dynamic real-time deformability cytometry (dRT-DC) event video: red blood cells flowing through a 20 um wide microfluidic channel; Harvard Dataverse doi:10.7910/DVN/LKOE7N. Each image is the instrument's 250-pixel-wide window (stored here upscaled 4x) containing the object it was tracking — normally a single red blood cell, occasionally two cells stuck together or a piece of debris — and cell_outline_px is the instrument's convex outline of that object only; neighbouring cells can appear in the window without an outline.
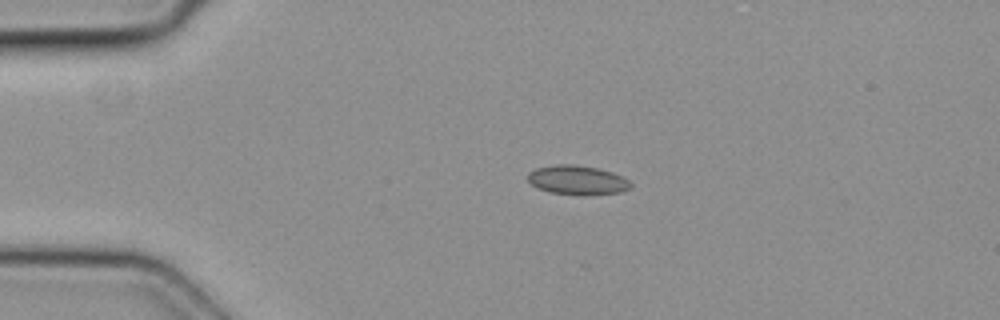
{"species": "common noctule bat (a hibernating species)", "species_latin": "Nyctalus noctula", "temperature_condition": "cold", "stored_images_in_passage": 17, "camera_frame_rate_fps": 3000, "um_per_image_px": 0.085, "animal": {"sex": "female", "body_mass_g": 19.3, "forearm_length_mm": 54.1}, "frame": {"image": 1, "passage_image": 3, "time_ms": 0.667, "image_size_px": [1000, 320], "cell_outline_px": [[632, 188], [620, 192], [584, 196], [548, 192], [532, 184], [528, 180], [528, 172], [536, 168], [552, 164], [576, 164], [596, 168], [612, 172], [628, 180], [632, 184]], "centroid_in_image_um": [49.07, 15.31], "position_along_channel_um": 35.9, "area_um2": 17.69}}
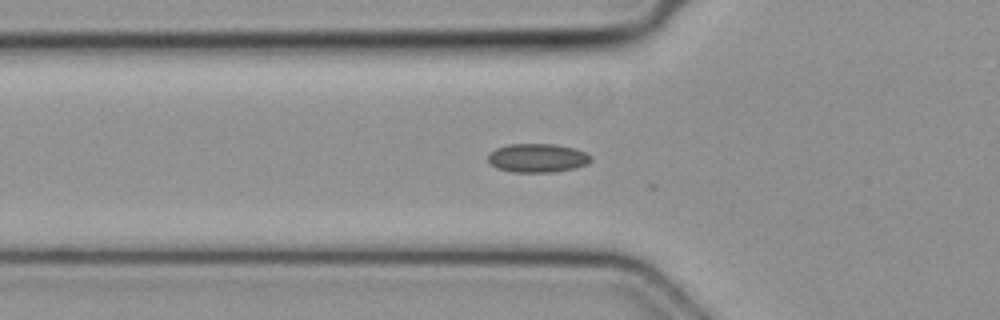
{"frame": {"image": 2, "passage_image": 9, "time_ms": 2.667, "image_size_px": [1000, 320], "cell_outline_px": [[592, 160], [588, 164], [576, 168], [552, 172], [512, 172], [496, 168], [488, 160], [488, 156], [496, 148], [508, 144], [556, 144], [576, 148], [592, 156]], "centroid_in_image_um": [45.72, 13.43], "position_along_channel_um": 80.1, "area_um2": 17.34}}
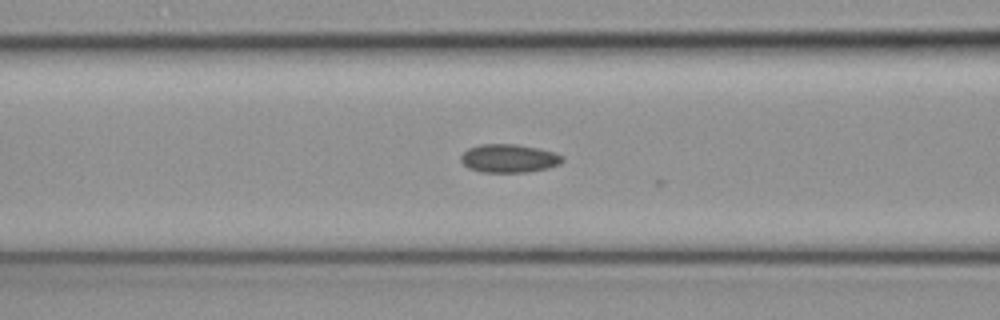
{"frame": {"image": 3, "passage_image": 12, "time_ms": 3.667, "image_size_px": [1000, 320], "cell_outline_px": [[564, 160], [560, 164], [548, 168], [524, 172], [480, 172], [468, 168], [460, 160], [460, 156], [468, 148], [480, 144], [516, 144], [536, 148], [552, 152], [564, 156]], "centroid_in_image_um": [43.24, 13.46], "position_along_channel_um": 123.4, "area_um2": 16.76}}